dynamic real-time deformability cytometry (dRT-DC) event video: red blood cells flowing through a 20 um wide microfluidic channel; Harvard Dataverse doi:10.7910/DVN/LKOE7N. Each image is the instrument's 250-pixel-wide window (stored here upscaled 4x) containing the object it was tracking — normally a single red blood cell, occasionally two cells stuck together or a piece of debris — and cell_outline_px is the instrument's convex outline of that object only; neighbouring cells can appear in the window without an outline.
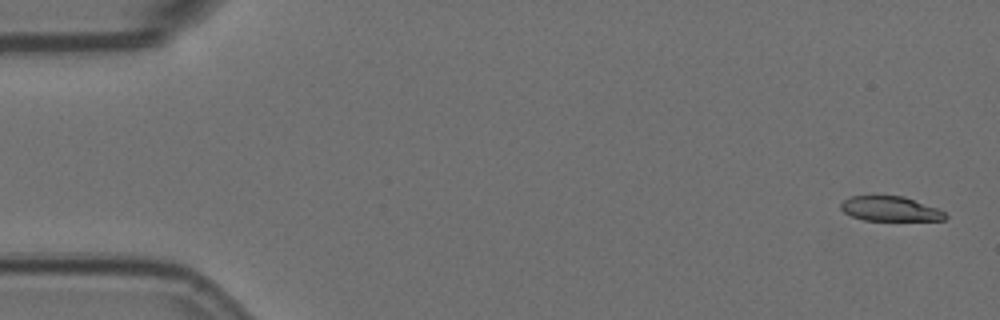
{"species": "Egyptian fruit bat (a non-hibernating species)", "species_latin": "Rousettus aegyptiacus", "temperature_condition": "room temperature", "stored_images_in_passage": 6, "camera_frame_rate_fps": 3000, "um_per_image_px": 0.085, "animal": {"sex": "female"}, "frame": {"image": 1, "passage_image": 1, "time_ms": 0.0, "image_size_px": [1000, 320], "cell_outline_px": [[948, 216], [944, 220], [864, 220], [852, 216], [844, 212], [840, 208], [840, 204], [848, 196], [904, 196], [936, 208], [944, 212]], "centroid_in_image_um": [75.64, 17.74], "position_along_channel_um": 9.4, "area_um2": 14.91}}
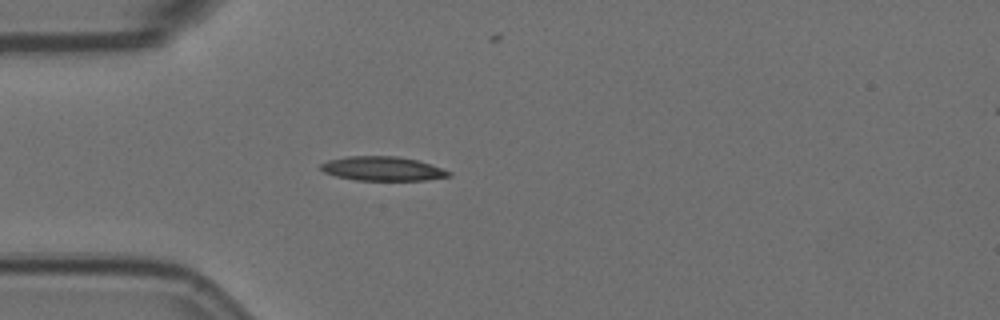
{"frame": {"image": 2, "passage_image": 5, "time_ms": 1.333, "image_size_px": [1000, 320], "cell_outline_px": [[452, 176], [428, 180], [356, 180], [336, 176], [324, 172], [320, 168], [320, 164], [328, 160], [348, 156], [396, 156], [416, 160], [432, 164], [452, 172]], "centroid_in_image_um": [32.55, 14.34], "position_along_channel_um": 52.5, "area_um2": 18.09}}